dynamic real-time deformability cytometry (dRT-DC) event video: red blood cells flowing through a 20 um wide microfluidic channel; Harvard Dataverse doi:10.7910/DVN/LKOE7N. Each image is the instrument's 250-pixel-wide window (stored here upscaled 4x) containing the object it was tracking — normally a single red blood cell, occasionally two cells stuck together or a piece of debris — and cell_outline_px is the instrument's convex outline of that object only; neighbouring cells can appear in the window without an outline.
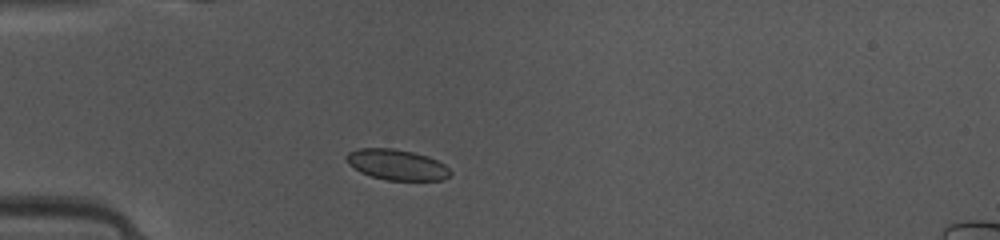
{"species": "common noctule bat (a hibernating species)", "species_latin": "Nyctalus noctula", "temperature_condition": "warm", "stored_images_in_passage": 36, "camera_frame_rate_fps": 3000, "um_per_image_px": 0.085, "animal": {"sex": "female", "body_mass_g": 10.0, "forearm_length_mm": 53.1}, "frame": {"image": 1, "passage_image": 4, "time_ms": 1.0, "image_size_px": [1000, 240], "cell_outline_px": [[452, 172], [444, 180], [388, 180], [372, 176], [360, 172], [348, 164], [344, 156], [348, 152], [360, 148], [392, 148], [412, 152], [428, 156], [444, 164]], "centroid_in_image_um": [33.71, 13.99], "position_along_channel_um": 51.3, "area_um2": 18.5}}
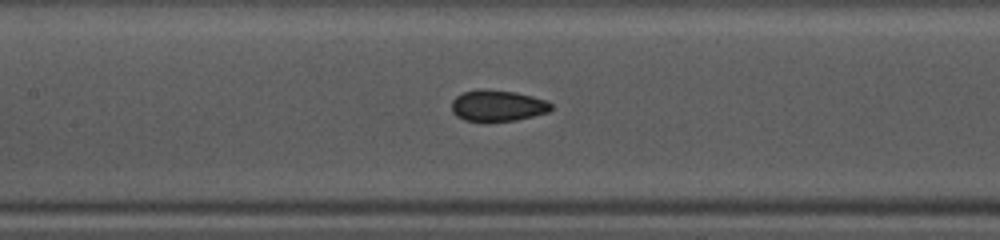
{"frame": {"image": 2, "passage_image": 13, "time_ms": 4.0, "image_size_px": [1000, 240], "cell_outline_px": [[552, 108], [548, 112], [516, 120], [488, 124], [464, 120], [456, 116], [452, 112], [452, 100], [456, 96], [464, 92], [480, 88], [484, 88], [516, 92], [548, 100], [552, 104]], "centroid_in_image_um": [42.27, 9.01], "position_along_channel_um": 165.1, "area_um2": 18.79}}
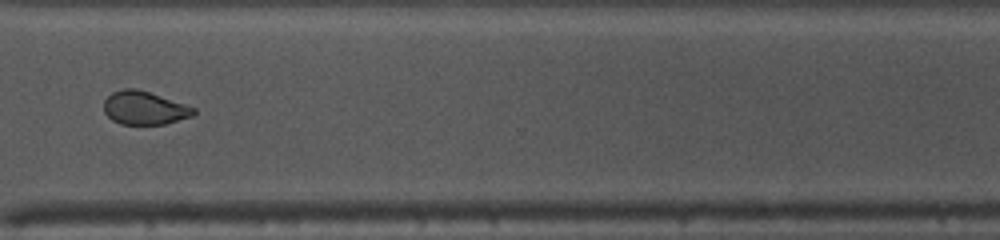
{"frame": {"image": 3, "passage_image": 27, "time_ms": 8.667, "image_size_px": [1000, 240], "cell_outline_px": [[196, 112], [192, 116], [164, 124], [120, 124], [112, 120], [104, 112], [104, 100], [112, 92], [124, 88], [136, 88], [196, 108]], "centroid_in_image_um": [12.25, 9.18], "position_along_channel_um": 358.4, "area_um2": 17.28}, "authors_computed_cell_mechanics": {"area_um2": 18.4093, "velocity_mm_per_s": 4.1457, "shape_relaxation_time_tau1_ms": 2.8445, "shape_relaxation_time_tau2_ms": 1.5639, "deformation_change_tau1": 0.0855, "deformation_change_tau2": 0.0328}}